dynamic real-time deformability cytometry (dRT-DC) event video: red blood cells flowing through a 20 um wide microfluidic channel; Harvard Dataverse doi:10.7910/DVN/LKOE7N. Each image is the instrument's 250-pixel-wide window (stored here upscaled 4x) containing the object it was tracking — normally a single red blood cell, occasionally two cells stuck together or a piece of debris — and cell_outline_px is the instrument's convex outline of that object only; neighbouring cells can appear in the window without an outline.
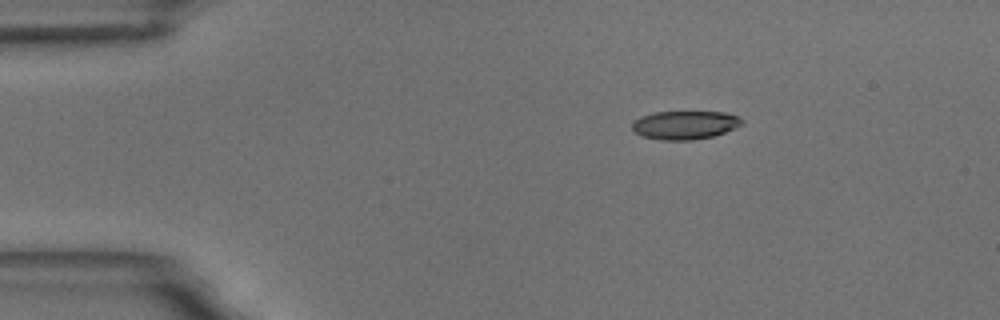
{"species": "common noctule bat (a hibernating species)", "species_latin": "Nyctalus noctula", "temperature_condition": "room temperature", "stored_images_in_passage": 2, "camera_frame_rate_fps": 3000, "um_per_image_px": 0.085, "animal": {"sex": "male", "body_mass_g": 18.8}, "frame": {"image": 1, "passage_image": 1, "time_ms": 0.0, "image_size_px": [1000, 320], "cell_outline_px": [[744, 120], [740, 124], [724, 132], [712, 136], [692, 140], [660, 140], [644, 136], [636, 132], [632, 128], [632, 124], [640, 116], [656, 112], [724, 112], [736, 116]], "centroid_in_image_um": [58.19, 10.62], "position_along_channel_um": 26.8, "area_um2": 17.86}}